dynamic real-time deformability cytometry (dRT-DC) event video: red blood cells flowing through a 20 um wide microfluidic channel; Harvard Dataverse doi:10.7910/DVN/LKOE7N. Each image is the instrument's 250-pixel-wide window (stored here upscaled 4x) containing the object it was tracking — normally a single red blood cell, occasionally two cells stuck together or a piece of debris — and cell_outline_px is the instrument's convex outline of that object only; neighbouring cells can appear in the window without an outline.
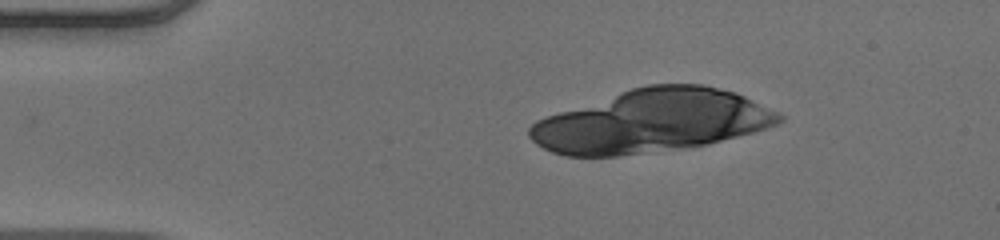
{"species": "human", "species_latin": "Homo sapiens", "temperature_condition": "warm", "stored_images_in_passage": 3, "camera_frame_rate_fps": 3000, "um_per_image_px": 0.085, "donor": {"sex": "male"}, "frame": {"image": 1, "passage_image": 3, "time_ms": 0.667, "image_size_px": [1000, 240], "cell_outline_px": [[740, 100], [736, 132], [724, 136], [708, 140], [684, 140], [644, 88], [708, 88], [724, 92], [736, 96]], "centroid_in_image_um": [59.35, 9.47], "position_along_channel_um": 25.7, "area_um2": 26.07}}